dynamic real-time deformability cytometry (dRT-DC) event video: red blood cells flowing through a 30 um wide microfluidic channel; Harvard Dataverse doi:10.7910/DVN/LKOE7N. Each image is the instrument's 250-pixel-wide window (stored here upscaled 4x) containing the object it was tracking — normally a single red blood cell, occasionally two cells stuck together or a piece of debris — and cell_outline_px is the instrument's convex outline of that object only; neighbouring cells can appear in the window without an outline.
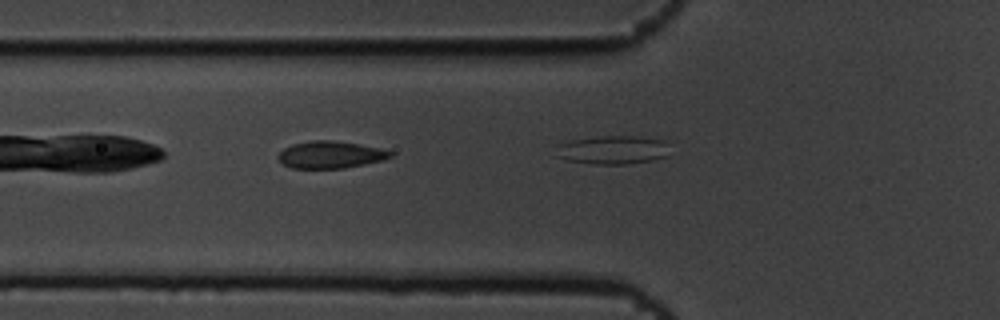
{"species": "common noctule bat (a hibernating species)", "species_latin": "Nyctalus noctula", "temperature_condition": "cold", "stored_images_in_passage": 12, "camera_frame_rate_fps": 3000, "um_per_image_px": 0.085, "animal": {"sex": "male", "body_mass_g": 19.5, "forearm_length_mm": 54.6}, "frame": {"image": 1, "passage_image": 2, "time_ms": 0.333, "image_size_px": [1000, 320], "cell_outline_px": [[392, 156], [384, 160], [344, 168], [292, 168], [284, 164], [280, 160], [280, 152], [284, 148], [292, 144], [312, 140], [332, 140], [380, 148], [392, 152]], "centroid_in_image_um": [28.1, 13.15], "position_along_channel_um": 97.7, "area_um2": 17.46}}
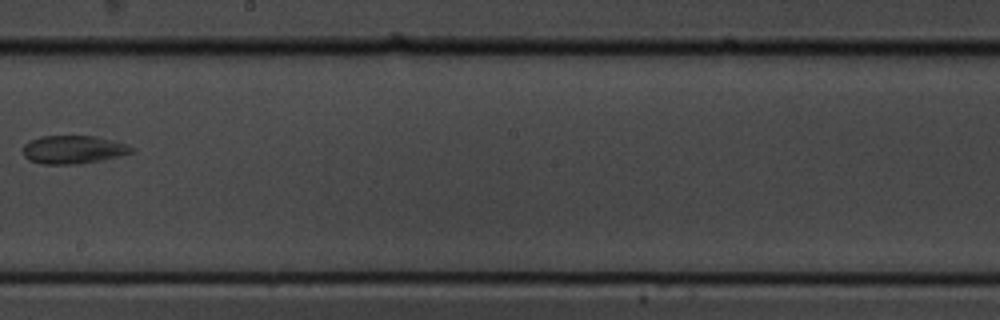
{"frame": {"image": 2, "passage_image": 6, "time_ms": 1.667, "image_size_px": [1000, 320], "cell_outline_px": [[136, 152], [100, 160], [76, 164], [40, 164], [28, 160], [24, 156], [24, 144], [40, 136], [92, 136], [124, 144], [136, 148]], "centroid_in_image_um": [6.21, 12.73], "position_along_channel_um": 242.0, "area_um2": 17.63}}
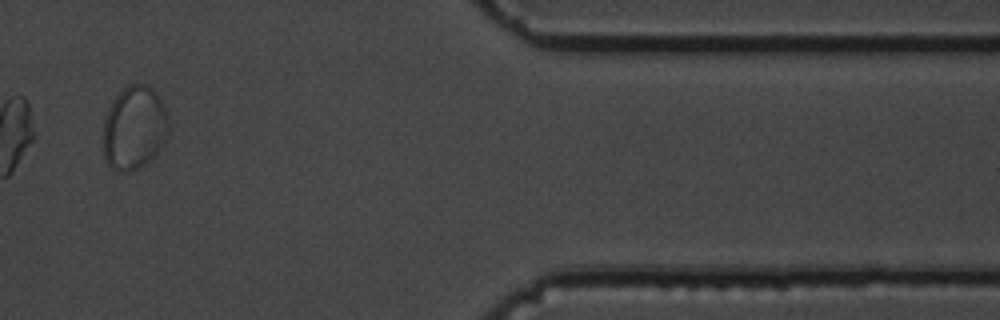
{"frame": {"image": 3, "passage_image": 10, "time_ms": 3.0, "image_size_px": [1000, 320], "cell_outline_px": [[168, 132], [164, 140], [156, 152], [144, 164], [128, 172], [116, 172], [108, 164], [104, 156], [104, 120], [108, 108], [116, 96], [128, 84], [144, 84], [152, 88], [156, 92], [164, 108], [168, 120]], "centroid_in_image_um": [11.39, 10.86], "position_along_channel_um": 400.0, "area_um2": 31.39}}